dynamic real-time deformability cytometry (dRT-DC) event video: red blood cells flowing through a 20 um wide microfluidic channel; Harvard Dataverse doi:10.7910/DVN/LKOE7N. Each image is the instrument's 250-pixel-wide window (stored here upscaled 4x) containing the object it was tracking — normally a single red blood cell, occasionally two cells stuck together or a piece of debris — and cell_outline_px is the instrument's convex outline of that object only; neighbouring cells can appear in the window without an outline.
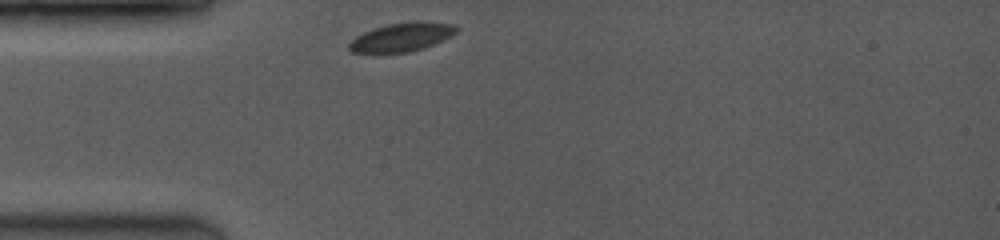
{"species": "common noctule bat (a hibernating species)", "species_latin": "Nyctalus noctula", "temperature_condition": "room temperature", "stored_images_in_passage": 5, "camera_frame_rate_fps": 3500, "um_per_image_px": 0.085, "animal": {"sex": "female", "body_mass_g": 19.0, "forearm_length_mm": 53.3}, "frame": {"image": 1, "passage_image": 1, "time_ms": 0.0, "image_size_px": [1000, 240], "cell_outline_px": [[460, 28], [452, 36], [444, 40], [424, 48], [408, 52], [352, 52], [348, 48], [348, 44], [356, 36], [372, 28], [388, 24], [416, 20], [420, 20], [452, 24]], "centroid_in_image_um": [34.19, 3.13], "position_along_channel_um": 50.8, "area_um2": 18.03}}
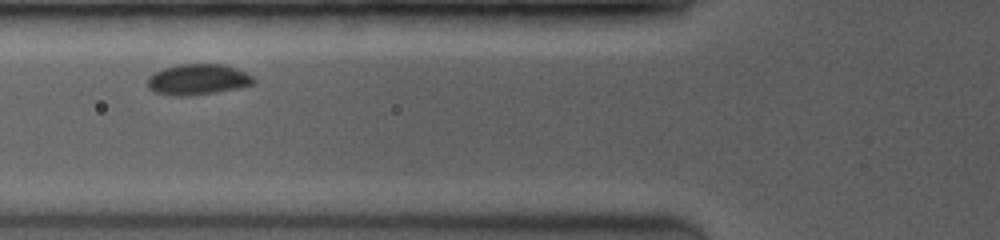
{"frame": {"image": 2, "passage_image": 3, "time_ms": 1.714, "image_size_px": [1000, 240], "cell_outline_px": [[256, 80], [252, 84], [240, 88], [216, 92], [188, 96], [172, 96], [156, 92], [148, 88], [148, 76], [164, 68], [176, 64], [224, 64], [236, 68], [252, 76]], "centroid_in_image_um": [16.81, 6.76], "position_along_channel_um": 109.0, "area_um2": 19.07}}
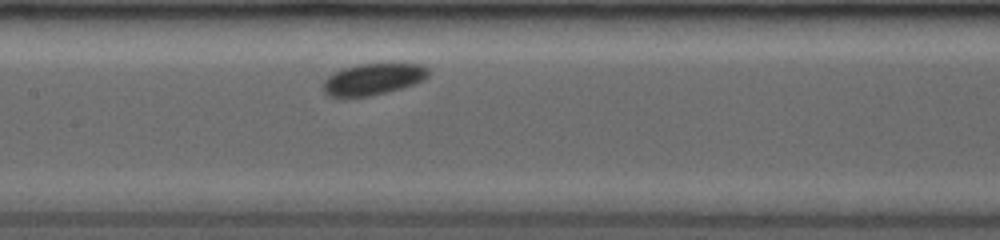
{"frame": {"image": 3, "passage_image": 5, "time_ms": 3.429, "image_size_px": [1000, 240], "cell_outline_px": [[428, 76], [424, 80], [416, 84], [372, 96], [328, 96], [324, 92], [320, 84], [332, 72], [356, 64], [420, 64], [428, 68]], "centroid_in_image_um": [31.68, 6.73], "position_along_channel_um": 175.7, "area_um2": 19.42}}